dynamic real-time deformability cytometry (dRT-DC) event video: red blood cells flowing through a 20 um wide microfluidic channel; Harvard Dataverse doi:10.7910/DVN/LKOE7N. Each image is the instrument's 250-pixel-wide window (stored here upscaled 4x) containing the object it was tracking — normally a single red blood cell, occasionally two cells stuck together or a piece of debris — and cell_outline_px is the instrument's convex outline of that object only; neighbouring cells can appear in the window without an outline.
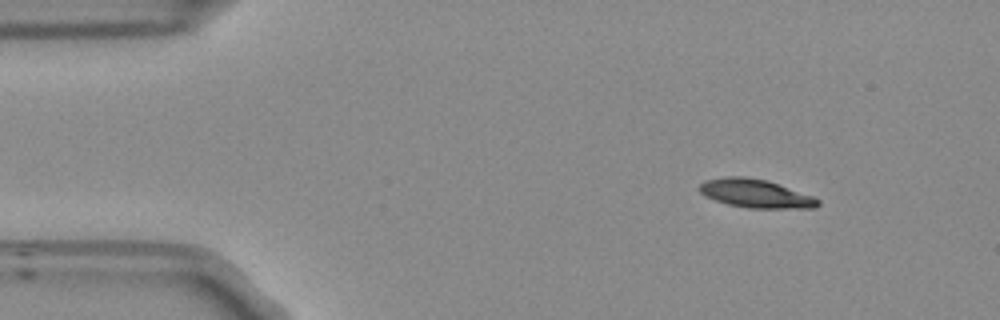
{"species": "Egyptian fruit bat (a non-hibernating species)", "species_latin": "Rousettus aegyptiacus", "temperature_condition": "room temperature", "stored_images_in_passage": 48, "camera_frame_rate_fps": 3000, "um_per_image_px": 0.085, "frame": {"image": 1, "passage_image": 1, "time_ms": 0.0, "image_size_px": [1000, 320], "cell_outline_px": [[820, 204], [816, 208], [748, 208], [728, 204], [704, 196], [700, 192], [700, 184], [704, 180], [724, 176], [744, 176], [768, 180], [812, 196], [820, 200]], "centroid_in_image_um": [64.22, 16.44], "position_along_channel_um": 20.8, "area_um2": 19.71}}
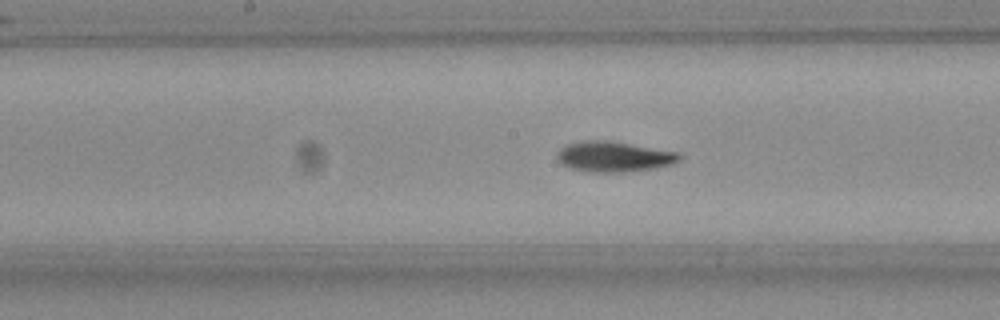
{"frame": {"image": 2, "passage_image": 21, "time_ms": 6.667, "image_size_px": [1000, 320], "cell_outline_px": [[680, 160], [672, 164], [656, 168], [620, 172], [592, 172], [572, 168], [560, 164], [556, 156], [560, 148], [568, 144], [588, 140], [608, 140], [676, 152], [680, 156]], "centroid_in_image_um": [52.15, 13.32], "position_along_channel_um": 196.1, "area_um2": 21.39}}
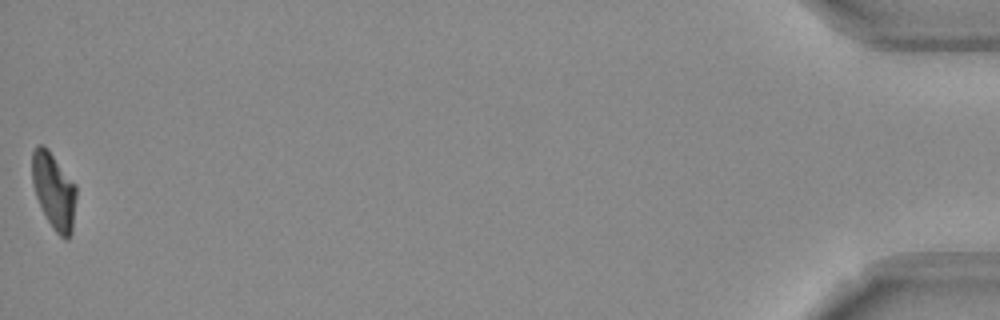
{"frame": {"image": 3, "passage_image": 48, "time_ms": 15.667, "image_size_px": [1000, 320], "cell_outline_px": [[76, 196], [72, 232], [68, 240], [64, 240], [56, 232], [48, 220], [36, 196], [32, 184], [32, 152], [36, 144], [44, 144], [48, 148], [76, 184]], "centroid_in_image_um": [4.58, 16.19], "position_along_channel_um": 430.6, "area_um2": 19.77}, "authors_computed_cell_mechanics": {"area_um2": 20.3745, "velocity_mm_per_s": 3.7576, "shape_relaxation_time_tau1_ms": 5.8351, "shape_relaxation_time_tau2_ms": 5.3673, "deformation_change_tau1": 0.1931, "deformation_change_tau2": 0.1049}}